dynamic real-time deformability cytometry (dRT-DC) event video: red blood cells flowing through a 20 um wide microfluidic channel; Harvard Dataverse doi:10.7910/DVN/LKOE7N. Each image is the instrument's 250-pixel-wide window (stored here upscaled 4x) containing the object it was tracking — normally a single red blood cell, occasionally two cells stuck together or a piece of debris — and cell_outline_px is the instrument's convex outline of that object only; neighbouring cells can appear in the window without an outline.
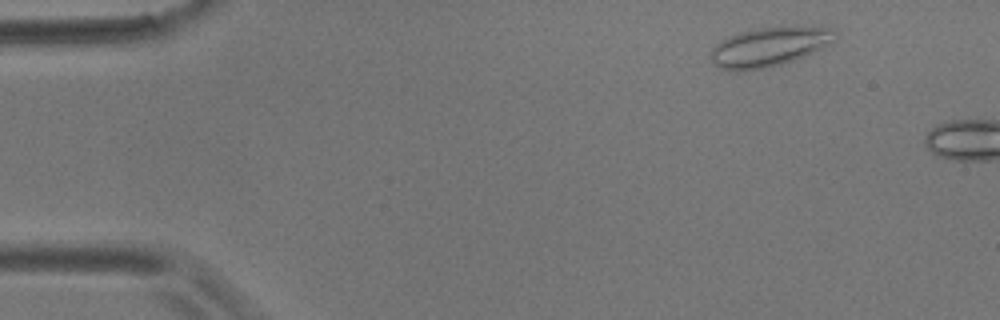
{"species": "common noctule bat (a hibernating species)", "species_latin": "Nyctalus noctula", "temperature_condition": "room temperature", "stored_images_in_passage": 3, "camera_frame_rate_fps": 3000, "um_per_image_px": 0.085, "animal": {"sex": "male", "body_mass_g": 17.9}, "frame": {"image": 1, "passage_image": 2, "time_ms": 1.0, "image_size_px": [1000, 320], "cell_outline_px": [[836, 40], [812, 52], [792, 60], [768, 68], [740, 72], [732, 72], [720, 68], [712, 60], [712, 48], [720, 40], [728, 36], [752, 28], [780, 24], [836, 28]], "centroid_in_image_um": [65.39, 3.93], "position_along_channel_um": 19.6, "area_um2": 29.19}}